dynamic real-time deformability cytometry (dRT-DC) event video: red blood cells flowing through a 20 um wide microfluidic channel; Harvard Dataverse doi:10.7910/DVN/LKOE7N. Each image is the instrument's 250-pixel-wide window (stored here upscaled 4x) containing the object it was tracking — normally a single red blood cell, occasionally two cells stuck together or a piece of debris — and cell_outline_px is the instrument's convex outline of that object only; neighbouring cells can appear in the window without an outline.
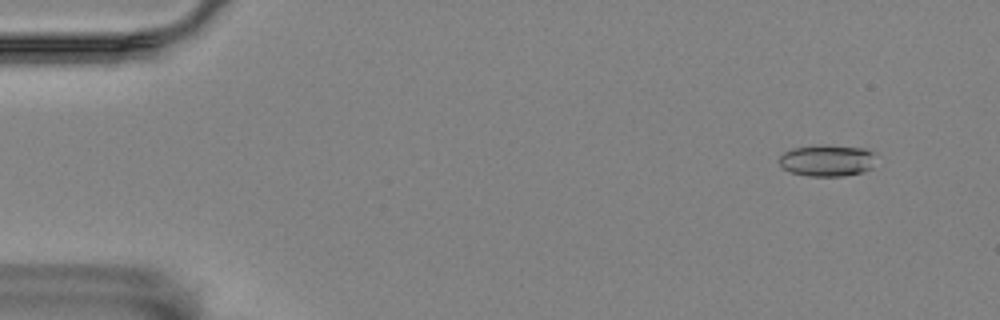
{"species": "Egyptian fruit bat (a non-hibernating species)", "species_latin": "Rousettus aegyptiacus", "temperature_condition": "room temperature", "stored_images_in_passage": 12, "camera_frame_rate_fps": 3000, "um_per_image_px": 0.085, "animal": {"sex": "female"}, "frame": {"image": 1, "passage_image": 4, "time_ms": 1.0, "image_size_px": [1000, 320], "cell_outline_px": [[872, 168], [864, 172], [844, 176], [808, 176], [792, 172], [784, 168], [780, 164], [780, 156], [784, 152], [792, 148], [824, 144], [864, 148], [872, 152]], "centroid_in_image_um": [70.29, 13.64], "position_along_channel_um": 14.7, "area_um2": 17.74}}